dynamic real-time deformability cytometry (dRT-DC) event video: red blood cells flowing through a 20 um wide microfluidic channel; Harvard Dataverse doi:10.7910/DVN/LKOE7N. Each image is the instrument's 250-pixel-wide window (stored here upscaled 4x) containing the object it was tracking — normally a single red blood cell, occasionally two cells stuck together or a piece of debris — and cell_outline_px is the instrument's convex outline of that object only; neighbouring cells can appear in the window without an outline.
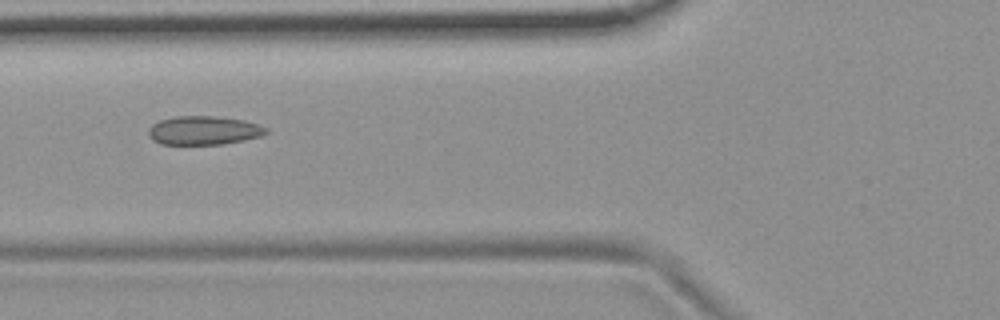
{"species": "common noctule bat (a hibernating species)", "species_latin": "Nyctalus noctula", "temperature_condition": "room temperature", "stored_images_in_passage": 3, "camera_frame_rate_fps": 3000, "um_per_image_px": 0.085, "animal": {"sex": "female", "body_mass_g": 19.9}, "frame": {"image": 1, "passage_image": 3, "time_ms": 0.667, "image_size_px": [1000, 320], "cell_outline_px": [[268, 132], [260, 136], [244, 140], [224, 144], [160, 144], [152, 140], [148, 136], [148, 128], [152, 124], [160, 120], [176, 116], [216, 116], [244, 120], [260, 124], [268, 128]], "centroid_in_image_um": [17.31, 11.08], "position_along_channel_um": 108.5, "area_um2": 19.88}}